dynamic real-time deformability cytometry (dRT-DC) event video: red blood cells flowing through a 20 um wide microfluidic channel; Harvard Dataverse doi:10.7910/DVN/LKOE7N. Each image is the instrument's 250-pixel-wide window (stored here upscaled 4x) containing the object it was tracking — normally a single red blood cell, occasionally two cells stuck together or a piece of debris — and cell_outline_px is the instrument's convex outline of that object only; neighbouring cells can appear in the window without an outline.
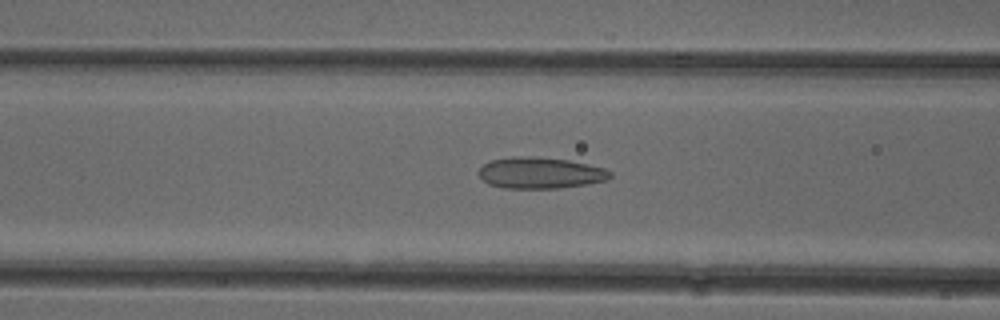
{"species": "common noctule bat (a hibernating species)", "species_latin": "Nyctalus noctula", "temperature_condition": "cold", "stored_images_in_passage": 46, "camera_frame_rate_fps": 3000, "um_per_image_px": 0.085, "animal": {"sex": "female"}, "frame": {"image": 1, "passage_image": 14, "time_ms": 4.333, "image_size_px": [1000, 320], "cell_outline_px": [[612, 176], [608, 180], [560, 188], [504, 188], [488, 184], [480, 176], [480, 168], [484, 164], [492, 160], [520, 156], [532, 156], [568, 160], [588, 164], [604, 168], [612, 172]], "centroid_in_image_um": [45.96, 14.7], "position_along_channel_um": 120.6, "area_um2": 23.76}}
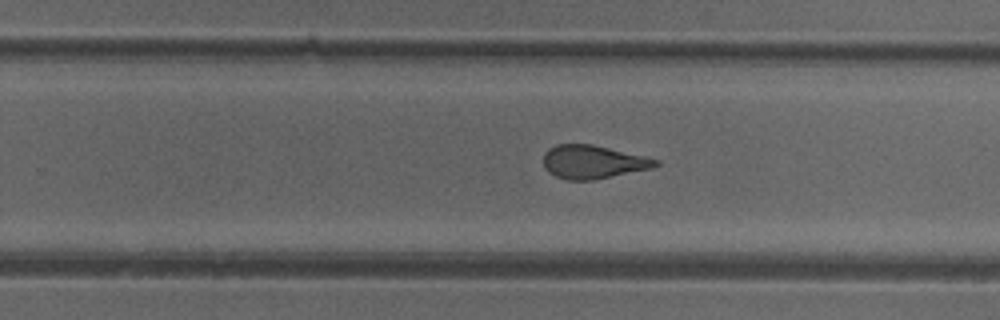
{"frame": {"image": 2, "passage_image": 26, "time_ms": 8.333, "image_size_px": [1000, 320], "cell_outline_px": [[660, 164], [652, 168], [592, 180], [568, 180], [556, 176], [548, 172], [544, 168], [544, 152], [548, 148], [556, 144], [592, 144], [644, 156], [660, 160]], "centroid_in_image_um": [50.38, 13.76], "position_along_channel_um": 279.4, "area_um2": 21.79}}
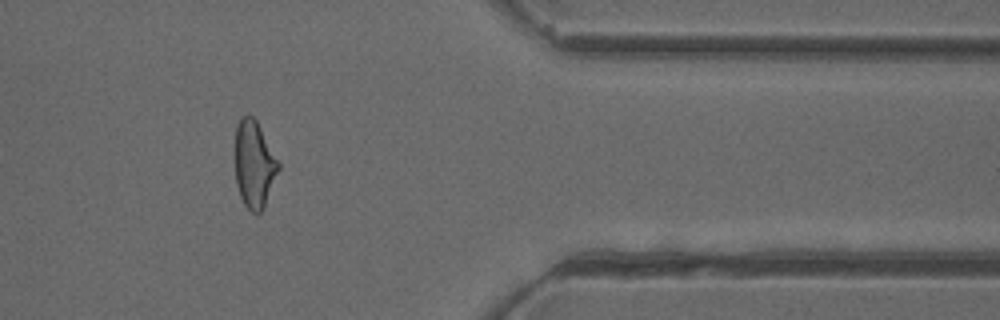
{"frame": {"image": 3, "passage_image": 36, "time_ms": 11.667, "image_size_px": [1000, 320], "cell_outline_px": [[280, 168], [264, 204], [260, 212], [252, 212], [244, 204], [240, 196], [236, 184], [236, 124], [248, 112], [256, 120], [280, 164]], "centroid_in_image_um": [21.6, 13.94], "position_along_channel_um": 389.8, "area_um2": 21.5}, "authors_computed_cell_mechanics": {"area_um2": 22.7732, "velocity_mm_per_s": 3.9663, "shape_relaxation_time_tau1_ms": null, "shape_relaxation_time_tau2_ms": 1.7195, "deformation_change_tau1": null, "deformation_change_tau2": 0.1077}}